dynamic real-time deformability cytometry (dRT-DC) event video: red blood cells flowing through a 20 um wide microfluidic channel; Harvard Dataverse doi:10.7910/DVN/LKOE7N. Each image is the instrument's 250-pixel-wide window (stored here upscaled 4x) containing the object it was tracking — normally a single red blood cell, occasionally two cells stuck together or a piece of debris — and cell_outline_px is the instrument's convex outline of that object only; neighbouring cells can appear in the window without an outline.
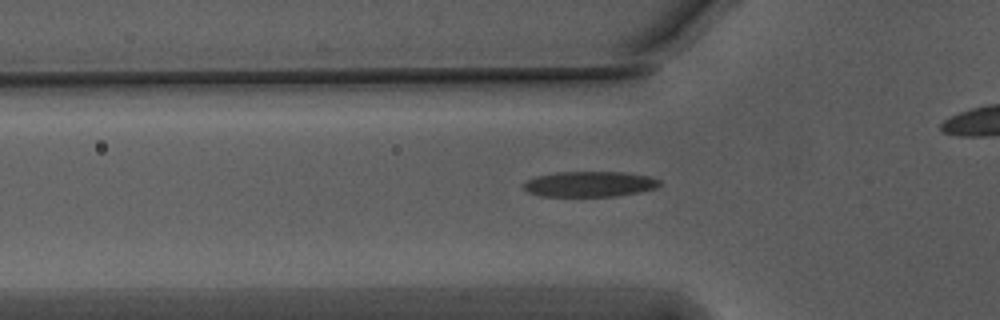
{"species": "Egyptian fruit bat (a non-hibernating species)", "species_latin": "Rousettus aegyptiacus", "temperature_condition": "warm", "stored_images_in_passage": 35, "camera_frame_rate_fps": 3000, "um_per_image_px": 0.085, "animal": {"sex": "male"}, "frame": {"image": 1, "passage_image": 8, "time_ms": 2.333, "image_size_px": [1000, 320], "cell_outline_px": [[664, 184], [656, 188], [616, 196], [540, 196], [528, 192], [524, 188], [524, 184], [528, 180], [536, 176], [556, 172], [624, 172], [648, 176], [660, 180]], "centroid_in_image_um": [50.14, 15.64], "position_along_channel_um": 75.7, "area_um2": 20.11}}
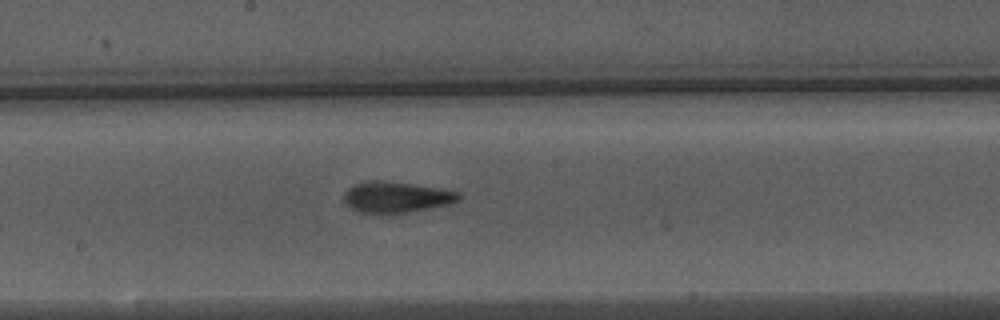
{"frame": {"image": 2, "passage_image": 19, "time_ms": 6.0, "image_size_px": [1000, 320], "cell_outline_px": [[460, 200], [448, 204], [408, 212], [356, 212], [348, 208], [344, 204], [344, 192], [352, 184], [368, 180], [376, 180], [412, 184], [440, 188], [460, 192]], "centroid_in_image_um": [33.63, 16.74], "position_along_channel_um": 214.6, "area_um2": 20.63}}
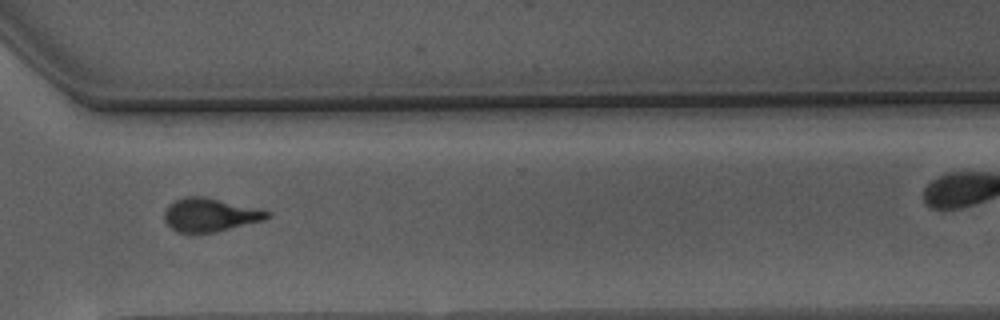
{"frame": {"image": 3, "passage_image": 30, "time_ms": 9.667, "image_size_px": [1000, 320], "cell_outline_px": [[272, 216], [264, 220], [216, 232], [176, 232], [164, 220], [164, 212], [168, 204], [184, 196], [204, 196], [272, 212]], "centroid_in_image_um": [17.84, 18.26], "position_along_channel_um": 352.8, "area_um2": 19.94}}